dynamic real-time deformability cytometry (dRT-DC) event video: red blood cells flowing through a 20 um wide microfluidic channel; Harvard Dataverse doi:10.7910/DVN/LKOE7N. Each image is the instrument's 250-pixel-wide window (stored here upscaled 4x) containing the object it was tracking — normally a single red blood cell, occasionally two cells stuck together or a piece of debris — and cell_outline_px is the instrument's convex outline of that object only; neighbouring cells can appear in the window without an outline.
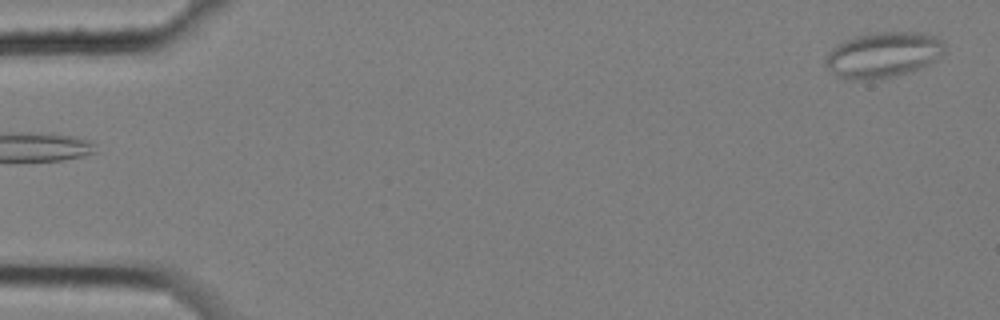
{"species": "common noctule bat (a hibernating species)", "species_latin": "Nyctalus noctula", "temperature_condition": "cold", "stored_images_in_passage": 6, "camera_frame_rate_fps": 3000, "um_per_image_px": 0.085, "animal": {"sex": "female", "body_mass_g": 25.1}, "frame": {"image": 1, "passage_image": 6, "time_ms": 1.667, "image_size_px": [1000, 320], "cell_outline_px": [[944, 52], [936, 60], [912, 72], [896, 76], [872, 80], [844, 80], [836, 76], [824, 64], [824, 60], [828, 52], [832, 48], [844, 40], [856, 36], [876, 32], [924, 32], [936, 36], [944, 40]], "centroid_in_image_um": [75.06, 4.67], "position_along_channel_um": 9.9, "area_um2": 32.19}}